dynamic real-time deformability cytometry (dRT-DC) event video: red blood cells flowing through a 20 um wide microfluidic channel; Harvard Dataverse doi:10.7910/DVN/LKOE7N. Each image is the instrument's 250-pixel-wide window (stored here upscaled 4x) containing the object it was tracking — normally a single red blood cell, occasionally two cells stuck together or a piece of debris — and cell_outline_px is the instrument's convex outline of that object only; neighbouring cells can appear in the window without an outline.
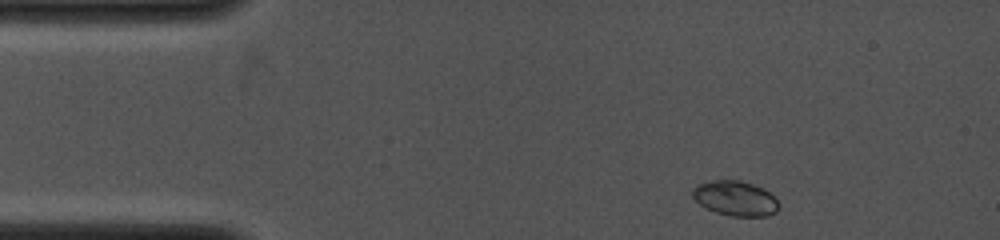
{"species": "common noctule bat (a hibernating species)", "species_latin": "Nyctalus noctula", "temperature_condition": "cold", "stored_images_in_passage": 36, "camera_frame_rate_fps": 4000, "um_per_image_px": 0.085, "animal": {"sex": "female", "body_mass_g": 19.0, "forearm_length_mm": 53.3}, "frame": {"image": 1, "passage_image": 1, "time_ms": 0.0, "image_size_px": [1000, 240], "cell_outline_px": [[780, 204], [776, 212], [768, 216], [728, 216], [716, 212], [700, 204], [692, 196], [692, 188], [696, 184], [716, 180], [740, 180], [752, 184], [768, 192]], "centroid_in_image_um": [62.48, 16.86], "position_along_channel_um": 22.5, "area_um2": 17.4}}
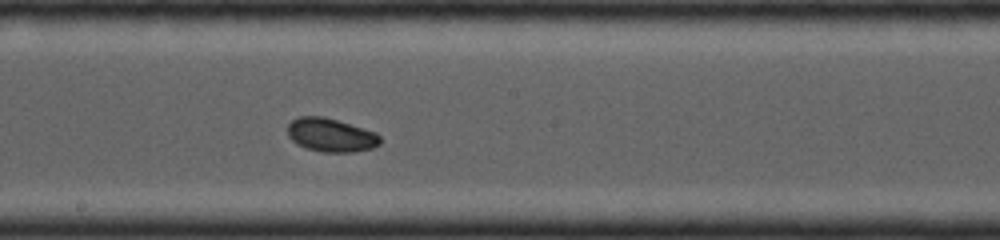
{"frame": {"image": 2, "passage_image": 17, "time_ms": 6.0, "image_size_px": [1000, 240], "cell_outline_px": [[380, 144], [372, 148], [352, 152], [324, 152], [308, 148], [296, 144], [288, 136], [288, 124], [292, 120], [300, 116], [324, 116], [376, 132], [380, 136]], "centroid_in_image_um": [28.12, 11.47], "position_along_channel_um": 220.1, "area_um2": 18.03}}
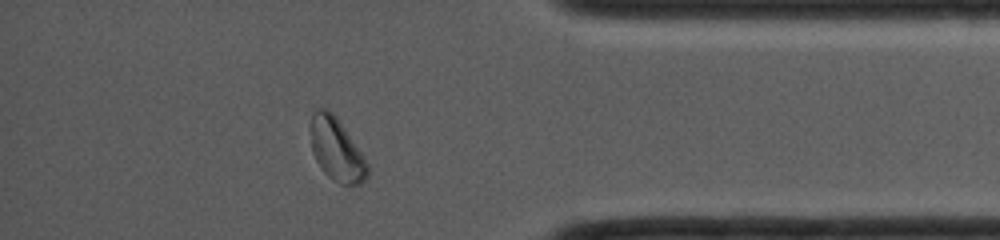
{"frame": {"image": 3, "passage_image": 31, "time_ms": 10.5, "image_size_px": [1000, 240], "cell_outline_px": [[368, 176], [360, 184], [340, 184], [332, 180], [320, 168], [312, 152], [308, 128], [312, 112], [320, 108], [328, 108], [336, 116], [368, 164]], "centroid_in_image_um": [28.54, 12.69], "position_along_channel_um": 406.7, "area_um2": 20.98}}